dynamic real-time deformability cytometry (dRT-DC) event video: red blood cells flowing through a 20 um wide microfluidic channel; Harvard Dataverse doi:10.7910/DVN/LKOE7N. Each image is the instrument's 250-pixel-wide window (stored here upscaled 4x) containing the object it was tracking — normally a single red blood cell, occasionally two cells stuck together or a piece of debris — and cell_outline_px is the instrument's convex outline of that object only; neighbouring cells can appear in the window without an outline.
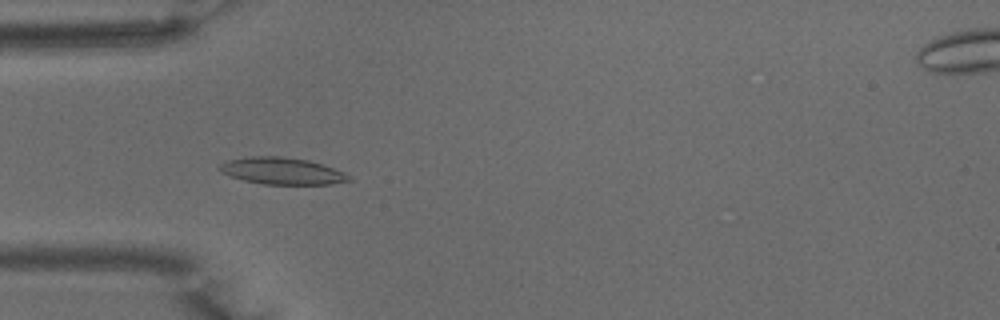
{"species": "common noctule bat (a hibernating species)", "species_latin": "Nyctalus noctula", "temperature_condition": "warm", "stored_images_in_passage": 50, "camera_frame_rate_fps": 3000, "um_per_image_px": 0.085, "animal": {"sex": "male", "body_mass_g": 15.6}, "frame": {"image": 1, "passage_image": 15, "time_ms": 4.667, "image_size_px": [1000, 320], "cell_outline_px": [[352, 180], [332, 184], [264, 184], [244, 180], [220, 172], [216, 168], [220, 164], [228, 160], [252, 156], [280, 156], [308, 160], [344, 172], [352, 176]], "centroid_in_image_um": [23.97, 14.53], "position_along_channel_um": 61.0, "area_um2": 20.11}}
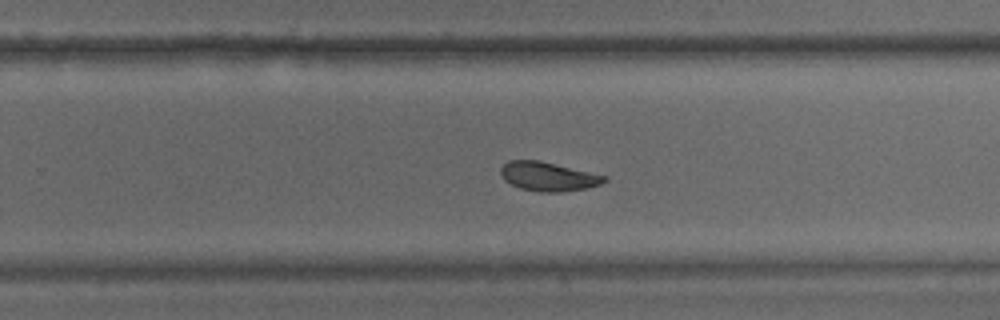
{"frame": {"image": 2, "passage_image": 32, "time_ms": 10.333, "image_size_px": [1000, 320], "cell_outline_px": [[608, 180], [600, 184], [584, 188], [560, 192], [540, 192], [520, 188], [504, 180], [500, 172], [500, 168], [508, 160], [540, 160], [608, 176]], "centroid_in_image_um": [46.59, 14.99], "position_along_channel_um": 283.2, "area_um2": 17.51}}
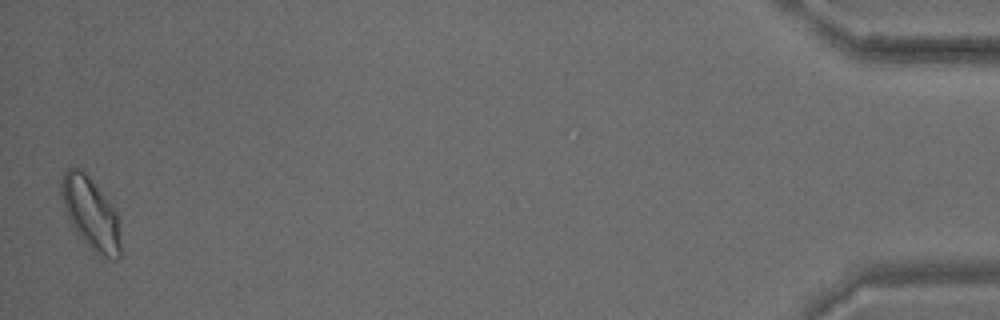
{"frame": {"image": 3, "passage_image": 50, "time_ms": 16.333, "image_size_px": [1000, 320], "cell_outline_px": [[120, 256], [116, 260], [100, 256], [80, 236], [72, 224], [68, 216], [60, 192], [60, 184], [64, 172], [68, 168], [80, 168], [92, 180], [116, 208], [120, 244]], "centroid_in_image_um": [7.73, 18.11], "position_along_channel_um": 427.5, "area_um2": 24.39}, "authors_computed_cell_mechanics": {"area_um2": 19.1318, "velocity_mm_per_s": 3.9426, "shape_relaxation_time_tau1_ms": 6.5883, "shape_relaxation_time_tau2_ms": null, "deformation_change_tau1": 0.1732, "deformation_change_tau2": null}}